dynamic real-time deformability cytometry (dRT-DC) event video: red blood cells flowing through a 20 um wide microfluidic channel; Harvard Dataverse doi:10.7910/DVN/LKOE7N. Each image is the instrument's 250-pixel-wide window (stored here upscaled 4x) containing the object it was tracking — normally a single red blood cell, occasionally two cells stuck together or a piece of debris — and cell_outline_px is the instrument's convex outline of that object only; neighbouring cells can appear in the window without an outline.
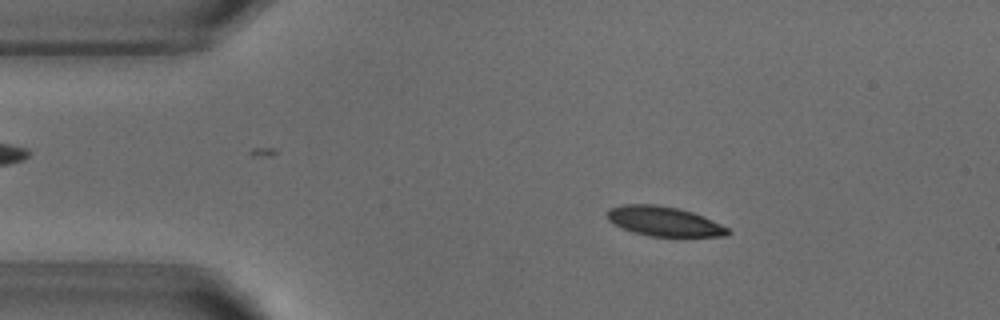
{"species": "common noctule bat (a hibernating species)", "species_latin": "Nyctalus noctula", "temperature_condition": "warm", "stored_images_in_passage": 51, "camera_frame_rate_fps": 3000, "um_per_image_px": 0.085, "animal": {"sex": "male", "body_mass_g": 18.8}, "frame": {"image": 1, "passage_image": 8, "time_ms": 2.333, "image_size_px": [1000, 320], "cell_outline_px": [[732, 232], [728, 236], [648, 236], [612, 224], [608, 220], [604, 212], [612, 208], [624, 204], [652, 204], [676, 208], [692, 212], [704, 216], [728, 228]], "centroid_in_image_um": [56.43, 18.81], "position_along_channel_um": 28.6, "area_um2": 20.69}}
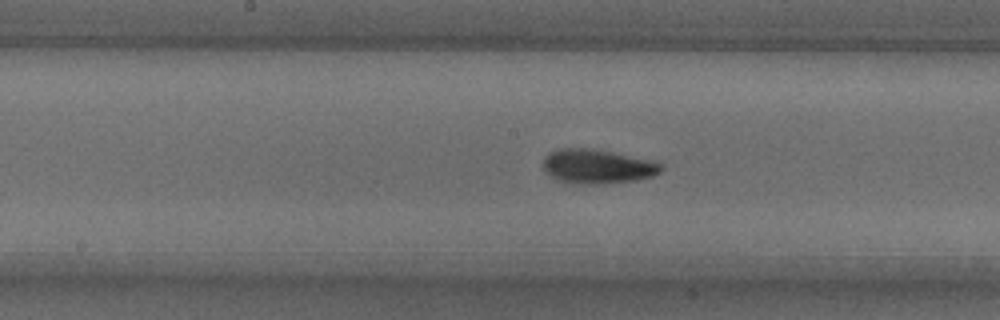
{"frame": {"image": 2, "passage_image": 25, "time_ms": 8.0, "image_size_px": [1000, 320], "cell_outline_px": [[664, 168], [660, 172], [652, 176], [636, 180], [604, 184], [584, 184], [556, 180], [544, 168], [544, 156], [548, 152], [556, 148], [592, 148], [656, 160]], "centroid_in_image_um": [50.81, 14.13], "position_along_channel_um": 197.4, "area_um2": 23.81}}
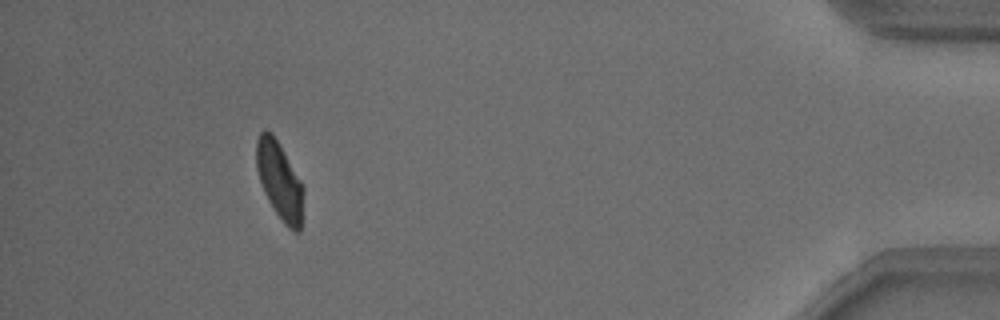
{"frame": {"image": 3, "passage_image": 47, "time_ms": 15.333, "image_size_px": [1000, 320], "cell_outline_px": [[304, 192], [300, 232], [296, 232], [288, 228], [284, 224], [268, 200], [264, 192], [256, 168], [256, 140], [260, 132], [264, 128], [272, 132], [284, 152], [300, 180], [304, 188]], "centroid_in_image_um": [23.75, 15.34], "position_along_channel_um": 411.4, "area_um2": 21.21}, "authors_computed_cell_mechanics": {"area_um2": 21.8484, "velocity_mm_per_s": 3.8055, "shape_relaxation_time_tau1_ms": 3.1629, "shape_relaxation_time_tau2_ms": 2.0145, "deformation_change_tau1": 0.1294, "deformation_change_tau2": 0.0715}}